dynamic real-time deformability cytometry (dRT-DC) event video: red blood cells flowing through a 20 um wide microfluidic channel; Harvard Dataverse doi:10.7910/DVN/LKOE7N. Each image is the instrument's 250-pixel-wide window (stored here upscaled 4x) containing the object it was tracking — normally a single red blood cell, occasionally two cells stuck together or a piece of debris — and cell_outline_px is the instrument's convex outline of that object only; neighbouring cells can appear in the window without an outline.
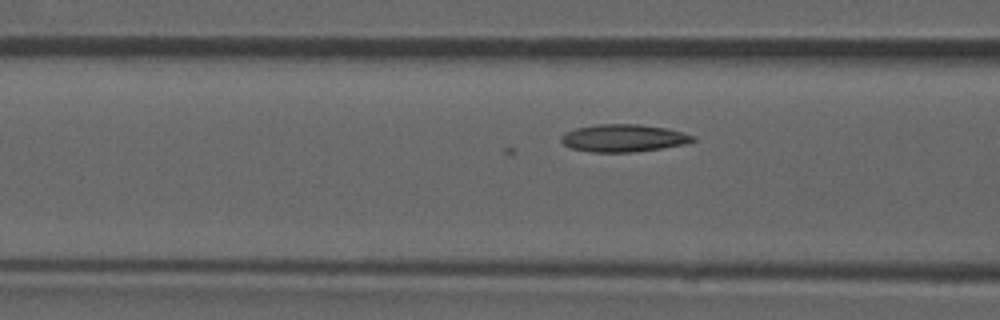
{"species": "common noctule bat (a hibernating species)", "species_latin": "Nyctalus noctula", "temperature_condition": "room temperature", "stored_images_in_passage": 47, "camera_frame_rate_fps": 3000, "um_per_image_px": 0.085, "animal": {"sex": "male", "forearm_length_mm": 52.5}, "frame": {"image": 1, "passage_image": 15, "time_ms": 4.667, "image_size_px": [1000, 320], "cell_outline_px": [[696, 140], [684, 144], [660, 148], [632, 152], [592, 152], [572, 148], [564, 144], [560, 140], [560, 136], [576, 128], [596, 124], [640, 124], [664, 128], [680, 132], [692, 136]], "centroid_in_image_um": [52.95, 11.73], "position_along_channel_um": 113.6, "area_um2": 20.75}}